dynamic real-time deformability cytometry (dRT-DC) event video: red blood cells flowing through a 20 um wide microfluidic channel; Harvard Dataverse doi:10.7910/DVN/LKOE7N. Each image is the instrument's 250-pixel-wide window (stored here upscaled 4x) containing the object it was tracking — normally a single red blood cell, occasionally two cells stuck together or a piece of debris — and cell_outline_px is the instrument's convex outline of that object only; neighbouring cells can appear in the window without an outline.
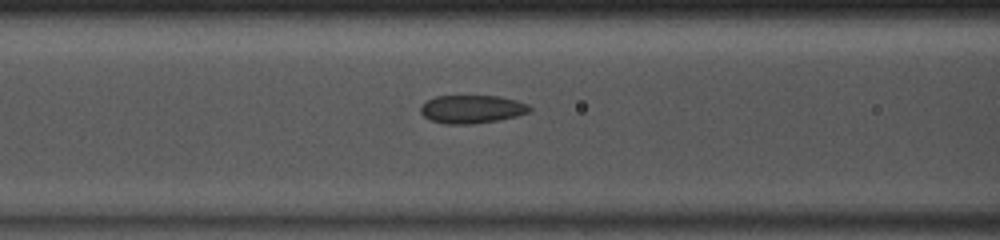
{"species": "common noctule bat (a hibernating species)", "species_latin": "Nyctalus noctula", "temperature_condition": "room temperature", "stored_images_in_passage": 41, "camera_frame_rate_fps": 3000, "um_per_image_px": 0.085, "animal": {"sex": "male", "body_mass_g": 13.0, "forearm_length_mm": 53.1}, "frame": {"image": 1, "passage_image": 12, "time_ms": 3.667, "image_size_px": [1000, 240], "cell_outline_px": [[532, 108], [528, 112], [516, 116], [496, 120], [472, 124], [444, 124], [432, 120], [424, 116], [420, 112], [420, 108], [428, 100], [436, 96], [496, 96], [516, 100], [528, 104]], "centroid_in_image_um": [40.11, 9.28], "position_along_channel_um": 126.5, "area_um2": 17.69}}
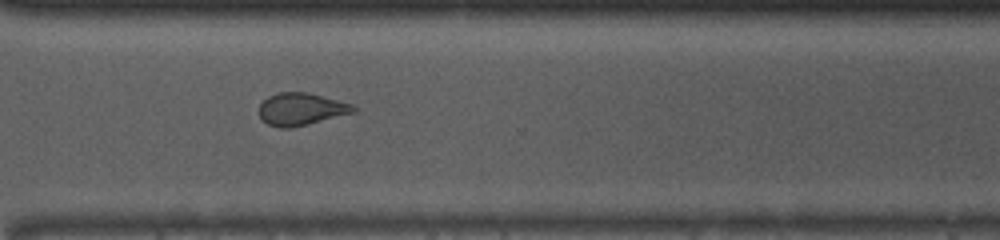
{"frame": {"image": 2, "passage_image": 28, "time_ms": 9.0, "image_size_px": [1000, 240], "cell_outline_px": [[356, 112], [308, 124], [288, 128], [280, 128], [268, 124], [260, 120], [260, 104], [268, 96], [276, 92], [308, 92], [352, 104], [356, 108]], "centroid_in_image_um": [25.58, 9.27], "position_along_channel_um": 345.0, "area_um2": 17.8}}
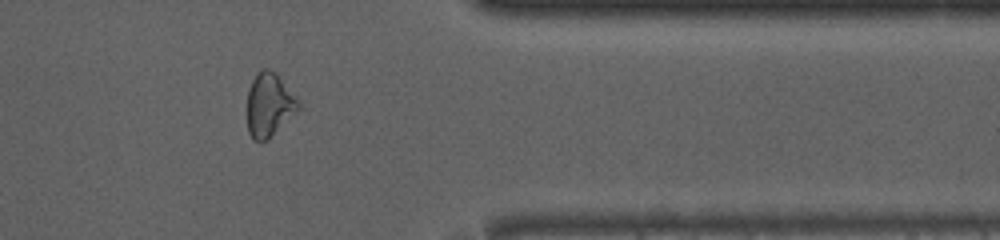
{"frame": {"image": 3, "passage_image": 32, "time_ms": 10.333, "image_size_px": [1000, 240], "cell_outline_px": [[300, 108], [268, 140], [260, 144], [252, 140], [248, 132], [248, 88], [256, 72], [260, 68], [268, 68], [276, 72], [300, 104]], "centroid_in_image_um": [22.85, 8.93], "position_along_channel_um": 388.6, "area_um2": 19.13}}